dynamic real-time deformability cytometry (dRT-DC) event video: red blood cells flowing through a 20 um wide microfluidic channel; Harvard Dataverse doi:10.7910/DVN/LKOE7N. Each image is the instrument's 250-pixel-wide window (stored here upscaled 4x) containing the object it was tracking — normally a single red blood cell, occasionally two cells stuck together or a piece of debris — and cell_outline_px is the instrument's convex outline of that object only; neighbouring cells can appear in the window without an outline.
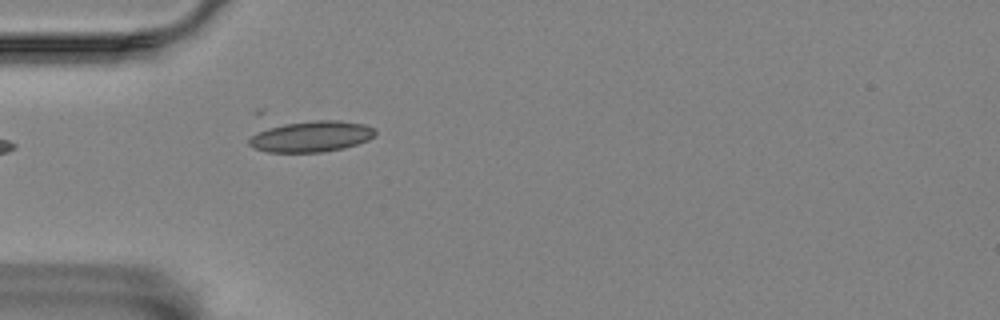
{"species": "Egyptian fruit bat (a non-hibernating species)", "species_latin": "Rousettus aegyptiacus", "temperature_condition": "room temperature", "stored_images_in_passage": 6, "camera_frame_rate_fps": 3000, "um_per_image_px": 0.085, "animal": {"sex": "female"}, "frame": {"image": 1, "passage_image": 1, "time_ms": 0.0, "image_size_px": [1000, 320], "cell_outline_px": [[376, 132], [368, 140], [344, 148], [320, 152], [268, 152], [256, 148], [248, 144], [248, 140], [252, 136], [268, 124], [312, 120], [340, 120], [364, 124], [376, 128]], "centroid_in_image_um": [26.41, 11.56], "position_along_channel_um": 58.6, "area_um2": 23.24}}